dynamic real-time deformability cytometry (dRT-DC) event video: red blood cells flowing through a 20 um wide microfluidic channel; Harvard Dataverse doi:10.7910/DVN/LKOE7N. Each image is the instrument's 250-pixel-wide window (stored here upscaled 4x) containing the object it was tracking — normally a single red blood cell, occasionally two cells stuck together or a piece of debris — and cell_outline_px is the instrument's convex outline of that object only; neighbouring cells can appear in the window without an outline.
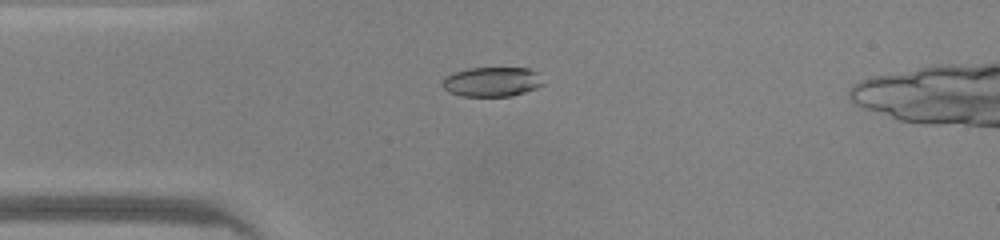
{"species": "common noctule bat (a hibernating species)", "species_latin": "Nyctalus noctula", "temperature_condition": "warm", "stored_images_in_passage": 36, "camera_frame_rate_fps": 3000, "um_per_image_px": 0.085, "animal": {"sex": "male", "body_mass_g": 20.0, "forearm_length_mm": 53.3}, "frame": {"image": 1, "passage_image": 2, "time_ms": 0.333, "image_size_px": [1000, 240], "cell_outline_px": [[544, 84], [536, 88], [512, 96], [460, 96], [448, 92], [440, 84], [444, 76], [452, 72], [468, 68], [528, 68], [536, 72]], "centroid_in_image_um": [41.74, 6.95], "position_along_channel_um": 43.3, "area_um2": 17.51}}
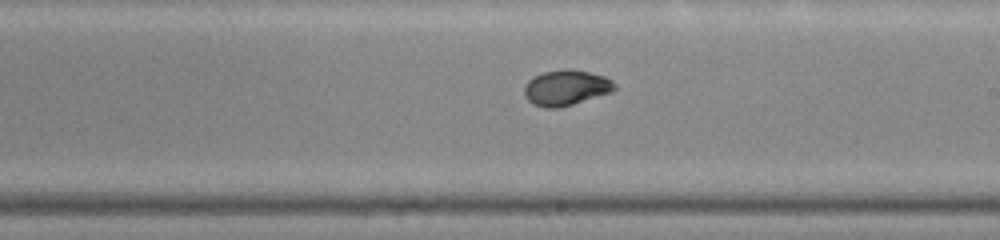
{"frame": {"image": 2, "passage_image": 17, "time_ms": 5.333, "image_size_px": [1000, 240], "cell_outline_px": [[616, 88], [612, 92], [572, 104], [556, 108], [544, 108], [532, 104], [524, 96], [524, 88], [528, 80], [544, 72], [588, 72], [604, 76], [612, 80], [616, 84]], "centroid_in_image_um": [48.11, 7.51], "position_along_channel_um": 240.9, "area_um2": 17.98}}
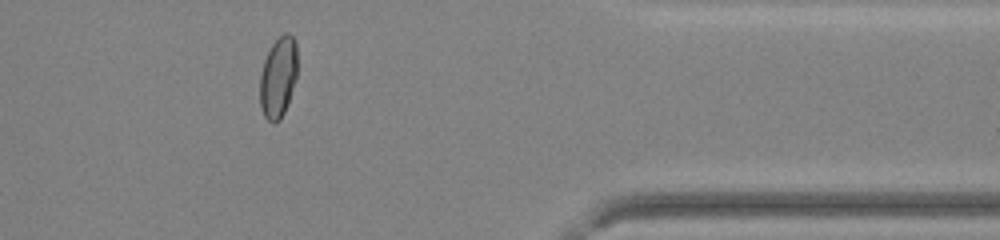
{"frame": {"image": 3, "passage_image": 29, "time_ms": 9.333, "image_size_px": [1000, 240], "cell_outline_px": [[296, 80], [284, 112], [280, 120], [276, 124], [272, 124], [264, 116], [260, 104], [260, 76], [264, 60], [272, 44], [284, 32], [288, 32], [296, 40]], "centroid_in_image_um": [23.64, 6.58], "position_along_channel_um": 387.8, "area_um2": 17.63}}